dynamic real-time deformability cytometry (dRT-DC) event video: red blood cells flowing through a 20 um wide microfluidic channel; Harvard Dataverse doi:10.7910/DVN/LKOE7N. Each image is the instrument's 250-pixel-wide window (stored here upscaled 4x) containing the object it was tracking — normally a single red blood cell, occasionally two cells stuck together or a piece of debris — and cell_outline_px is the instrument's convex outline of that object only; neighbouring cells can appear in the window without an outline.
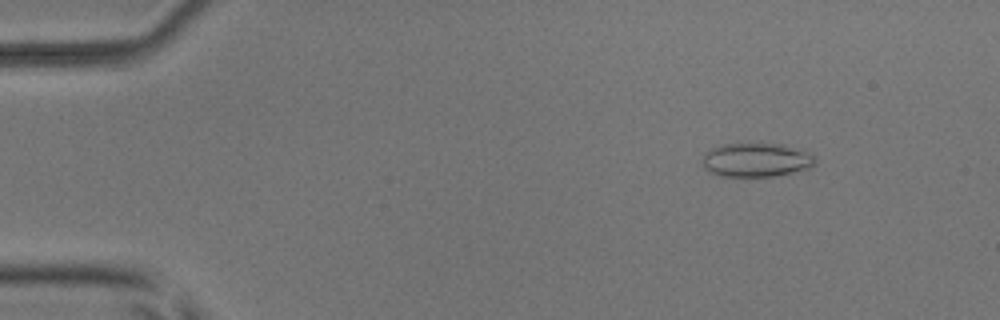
{"species": "common noctule bat (a hibernating species)", "species_latin": "Nyctalus noctula", "temperature_condition": "room temperature", "stored_images_in_passage": 7, "camera_frame_rate_fps": 3000, "um_per_image_px": 0.085, "animal": {"sex": "male", "body_mass_g": 17.9, "forearm_length_mm": 54.2}, "frame": {"image": 1, "passage_image": 3, "time_ms": 2.0, "image_size_px": [1000, 320], "cell_outline_px": [[816, 160], [808, 168], [792, 172], [772, 176], [720, 176], [708, 172], [704, 168], [700, 160], [704, 152], [720, 144], [784, 144], [808, 152]], "centroid_in_image_um": [64.19, 13.59], "position_along_channel_um": 20.8, "area_um2": 22.25}}
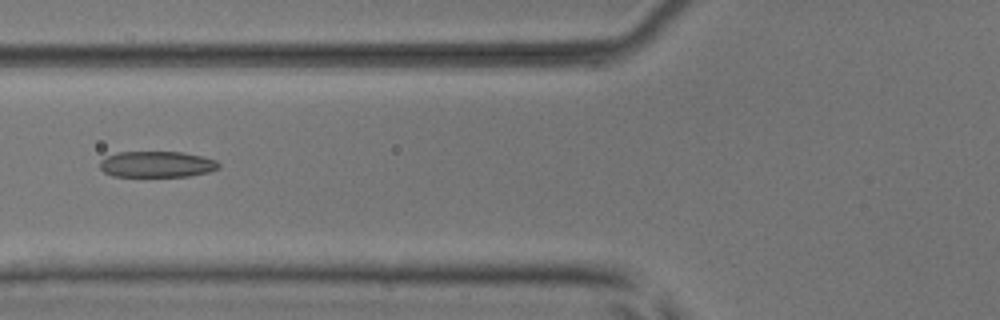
{"frame": {"image": 2, "passage_image": 6, "time_ms": 6.667, "image_size_px": [1000, 320], "cell_outline_px": [[220, 168], [208, 172], [188, 176], [112, 176], [104, 172], [100, 168], [100, 160], [116, 152], [184, 152], [204, 156], [216, 160], [220, 164]], "centroid_in_image_um": [13.35, 13.96], "position_along_channel_um": 112.4, "area_um2": 18.15}}
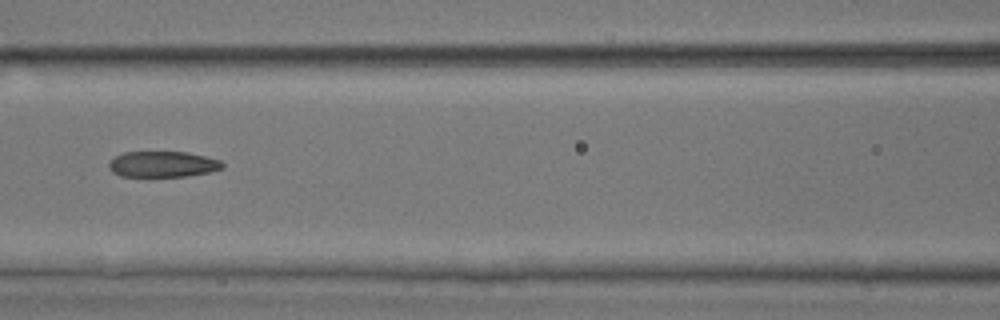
{"frame": {"image": 3, "passage_image": 7, "time_ms": 7.667, "image_size_px": [1000, 320], "cell_outline_px": [[224, 168], [208, 172], [188, 176], [120, 176], [112, 172], [108, 168], [108, 164], [116, 156], [124, 152], [188, 152], [220, 160], [224, 164]], "centroid_in_image_um": [13.83, 13.96], "position_along_channel_um": 152.8, "area_um2": 17.05}}